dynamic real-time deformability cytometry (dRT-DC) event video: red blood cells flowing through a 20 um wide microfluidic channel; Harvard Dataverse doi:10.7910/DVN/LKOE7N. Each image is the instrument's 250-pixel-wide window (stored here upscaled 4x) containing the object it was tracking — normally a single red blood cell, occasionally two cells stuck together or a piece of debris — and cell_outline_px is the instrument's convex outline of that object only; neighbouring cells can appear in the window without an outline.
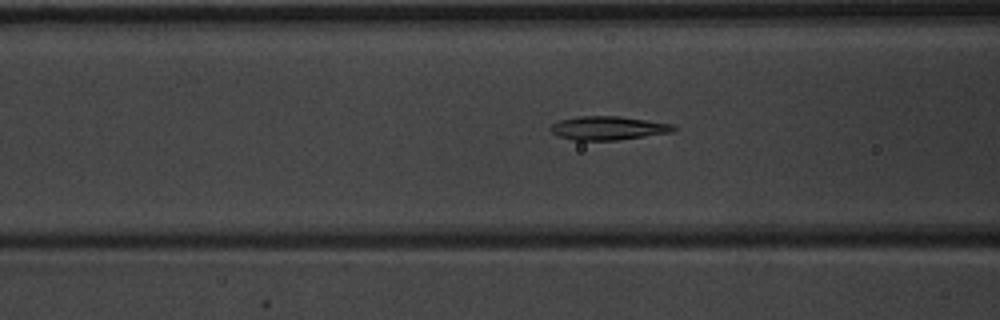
{"species": "common noctule bat (a hibernating species)", "species_latin": "Nyctalus noctula", "temperature_condition": "warm", "stored_images_in_passage": 38, "camera_frame_rate_fps": 3000, "um_per_image_px": 0.085, "animal": {"sex": "male", "body_mass_g": 20.1, "forearm_length_mm": 53.5}, "frame": {"image": 1, "passage_image": 17, "time_ms": 5.333, "image_size_px": [1000, 320], "cell_outline_px": [[680, 128], [676, 132], [616, 140], [572, 140], [560, 136], [552, 132], [548, 128], [552, 124], [560, 120], [580, 116], [620, 116], [648, 120], [672, 124]], "centroid_in_image_um": [51.76, 10.88], "position_along_channel_um": 114.8, "area_um2": 17.11}}
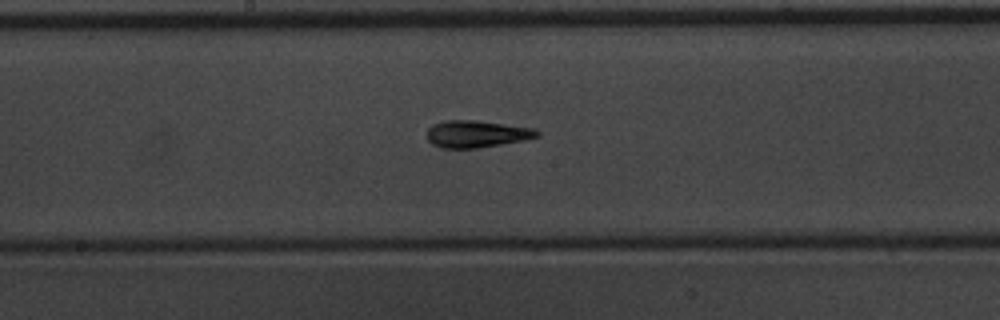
{"frame": {"image": 2, "passage_image": 24, "time_ms": 7.667, "image_size_px": [1000, 320], "cell_outline_px": [[540, 136], [524, 140], [476, 148], [440, 148], [432, 144], [428, 140], [428, 128], [432, 124], [444, 120], [476, 120], [536, 128], [540, 132]], "centroid_in_image_um": [40.52, 11.37], "position_along_channel_um": 207.7, "area_um2": 17.46}}
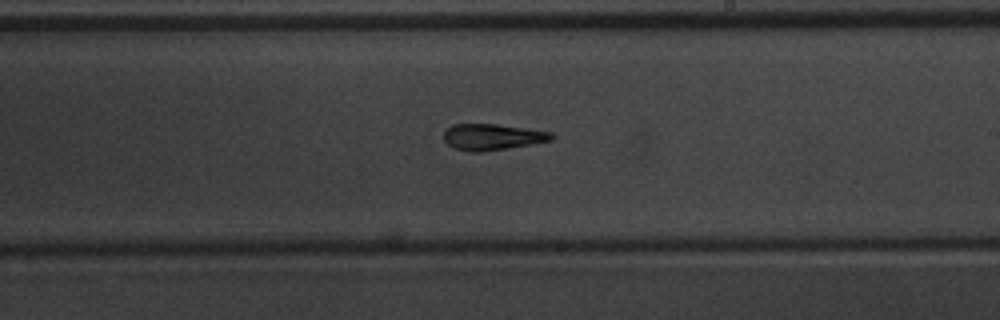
{"frame": {"image": 3, "passage_image": 27, "time_ms": 8.667, "image_size_px": [1000, 320], "cell_outline_px": [[556, 136], [552, 140], [480, 152], [472, 152], [456, 148], [448, 144], [444, 140], [444, 132], [452, 124], [496, 124], [552, 132]], "centroid_in_image_um": [41.84, 11.63], "position_along_channel_um": 247.2, "area_um2": 16.13}}